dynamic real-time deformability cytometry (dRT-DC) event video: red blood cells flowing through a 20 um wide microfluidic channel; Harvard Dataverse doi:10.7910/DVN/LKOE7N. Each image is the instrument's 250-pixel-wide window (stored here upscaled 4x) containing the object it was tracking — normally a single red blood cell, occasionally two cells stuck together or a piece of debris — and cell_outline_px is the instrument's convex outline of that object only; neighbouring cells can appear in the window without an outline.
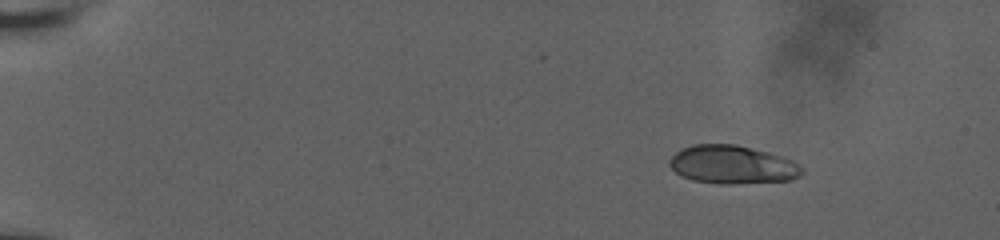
{"species": "human", "species_latin": "Homo sapiens", "temperature_condition": "room temperature", "stored_images_in_passage": 6, "camera_frame_rate_fps": 3000, "um_per_image_px": 0.085, "donor": {"sex": "male"}, "frame": {"image": 1, "passage_image": 1, "time_ms": 0.0, "image_size_px": [1000, 240], "cell_outline_px": [[804, 172], [800, 176], [792, 180], [732, 184], [720, 184], [692, 180], [680, 176], [668, 164], [668, 160], [680, 148], [692, 144], [736, 144], [768, 152], [792, 160], [800, 164], [804, 168]], "centroid_in_image_um": [62.25, 14.0], "position_along_channel_um": 22.8, "area_um2": 29.94}}
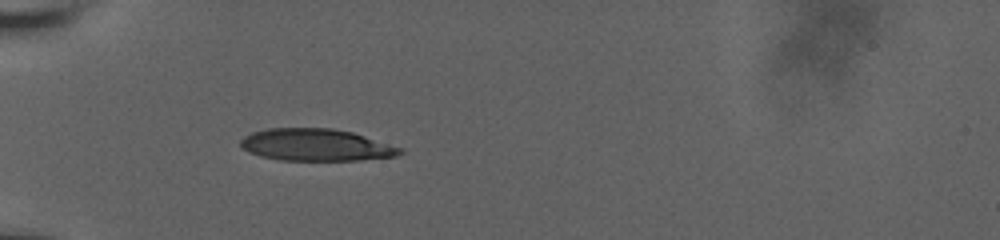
{"frame": {"image": 2, "passage_image": 5, "time_ms": 4.0, "image_size_px": [1000, 240], "cell_outline_px": [[404, 152], [396, 156], [356, 160], [280, 160], [260, 156], [248, 152], [240, 144], [240, 140], [244, 136], [252, 132], [268, 128], [332, 128], [352, 132], [404, 148]], "centroid_in_image_um": [26.86, 12.31], "position_along_channel_um": 58.1, "area_um2": 29.82}}